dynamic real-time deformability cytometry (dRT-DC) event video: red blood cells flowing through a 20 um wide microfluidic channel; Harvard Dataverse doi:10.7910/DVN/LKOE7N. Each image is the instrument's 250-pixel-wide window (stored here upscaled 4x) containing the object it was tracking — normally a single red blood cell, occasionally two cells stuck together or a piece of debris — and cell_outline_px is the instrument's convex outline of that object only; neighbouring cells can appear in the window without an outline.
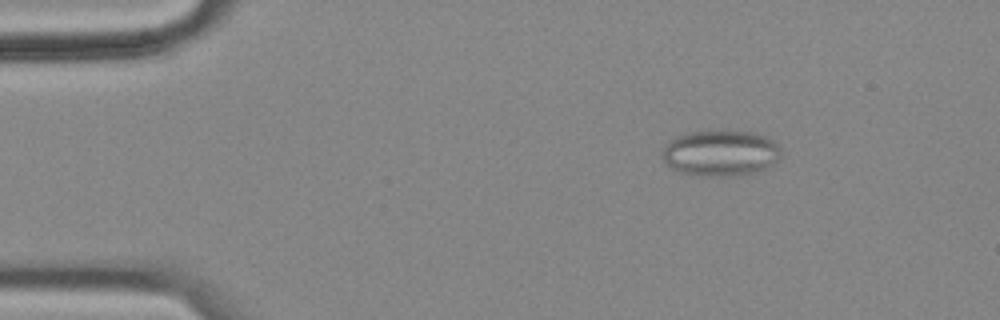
{"species": "common noctule bat (a hibernating species)", "species_latin": "Nyctalus noctula", "temperature_condition": "cold", "stored_images_in_passage": 57, "camera_frame_rate_fps": 3000, "um_per_image_px": 0.085, "animal": {"sex": "female", "body_mass_g": 18.4}, "frame": {"image": 1, "passage_image": 8, "time_ms": 2.333, "image_size_px": [1000, 320], "cell_outline_px": [[780, 160], [768, 168], [744, 176], [700, 176], [676, 172], [660, 156], [668, 140], [676, 136], [692, 132], [752, 132], [764, 136], [772, 140], [780, 148]], "centroid_in_image_um": [61.25, 13.05], "position_along_channel_um": 23.8, "area_um2": 31.96}}
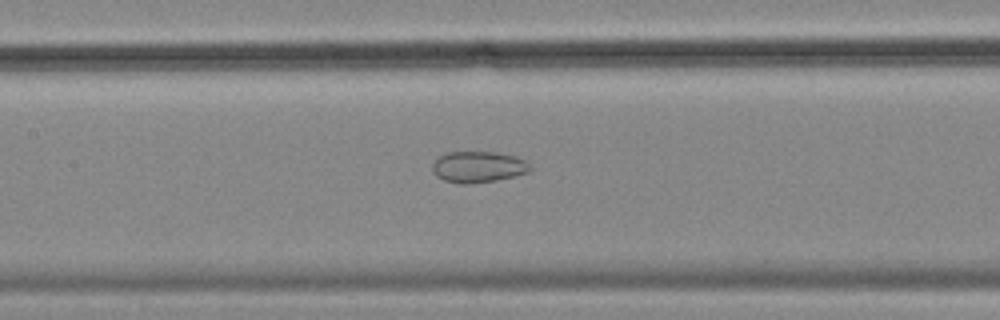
{"frame": {"image": 2, "passage_image": 26, "time_ms": 8.333, "image_size_px": [1000, 320], "cell_outline_px": [[532, 168], [528, 172], [496, 180], [468, 184], [460, 184], [444, 180], [436, 176], [432, 172], [432, 164], [444, 152], [496, 152], [516, 156], [524, 160]], "centroid_in_image_um": [40.61, 14.18], "position_along_channel_um": 166.8, "area_um2": 17.74}}
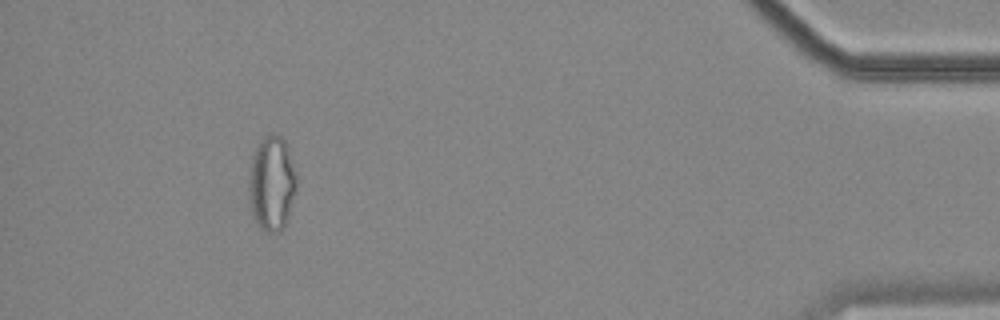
{"frame": {"image": 3, "passage_image": 52, "time_ms": 17.0, "image_size_px": [1000, 320], "cell_outline_px": [[300, 180], [284, 228], [276, 232], [268, 232], [260, 228], [252, 216], [248, 196], [248, 180], [252, 156], [260, 140], [264, 136], [272, 132], [280, 136], [284, 140], [288, 148]], "centroid_in_image_um": [23.12, 15.58], "position_along_channel_um": 412.1, "area_um2": 27.11}, "authors_computed_cell_mechanics": {"area_um2": 23.9292, "velocity_mm_per_s": 3.5282, "shape_relaxation_time_tau1_ms": null, "shape_relaxation_time_tau2_ms": 2.1337, "deformation_change_tau1": null, "deformation_change_tau2": 0.0805}}